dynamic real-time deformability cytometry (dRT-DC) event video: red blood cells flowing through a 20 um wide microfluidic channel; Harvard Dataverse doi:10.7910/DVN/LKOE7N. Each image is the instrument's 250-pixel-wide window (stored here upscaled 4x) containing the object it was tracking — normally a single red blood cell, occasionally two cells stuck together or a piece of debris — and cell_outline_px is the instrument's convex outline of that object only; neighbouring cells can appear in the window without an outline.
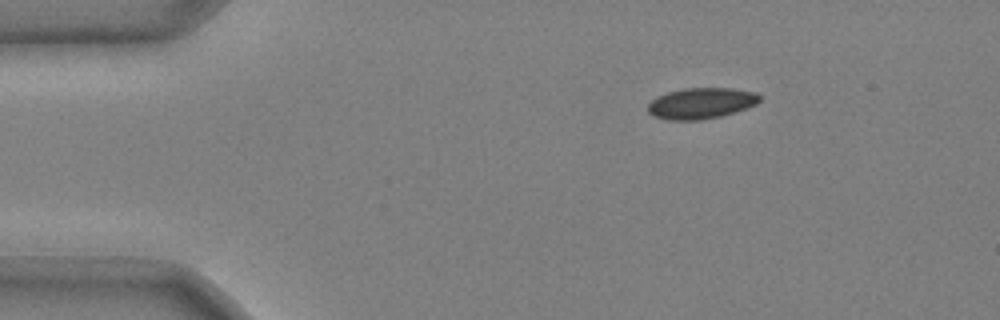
{"species": "common noctule bat (a hibernating species)", "species_latin": "Nyctalus noctula", "temperature_condition": "cold", "stored_images_in_passage": 41, "camera_frame_rate_fps": 3000, "um_per_image_px": 0.085, "animal": {"sex": "male", "body_mass_g": 20.4}, "frame": {"image": 1, "passage_image": 1, "time_ms": 0.0, "image_size_px": [1000, 320], "cell_outline_px": [[760, 100], [756, 104], [720, 116], [700, 120], [668, 120], [652, 116], [648, 112], [648, 104], [656, 96], [668, 92], [684, 88], [732, 88], [756, 92], [760, 96]], "centroid_in_image_um": [59.56, 8.77], "position_along_channel_um": 25.4, "area_um2": 20.11}}
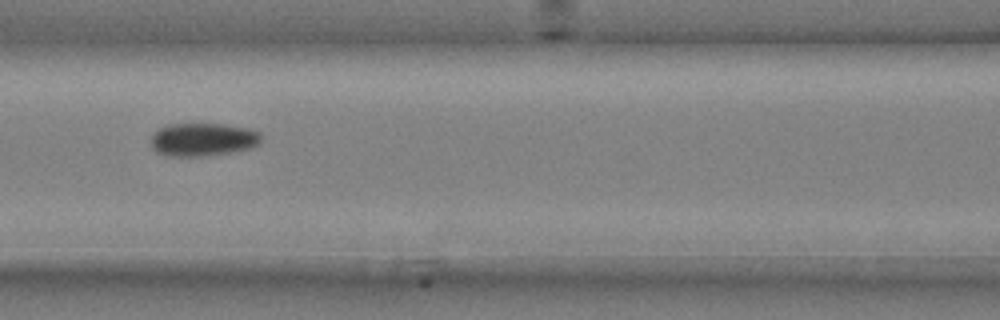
{"frame": {"image": 2, "passage_image": 16, "time_ms": 5.0, "image_size_px": [1000, 320], "cell_outline_px": [[260, 144], [252, 148], [204, 156], [164, 156], [156, 152], [152, 148], [152, 136], [160, 128], [168, 124], [224, 124], [248, 128], [260, 132]], "centroid_in_image_um": [17.25, 11.86], "position_along_channel_um": 149.3, "area_um2": 21.27}}
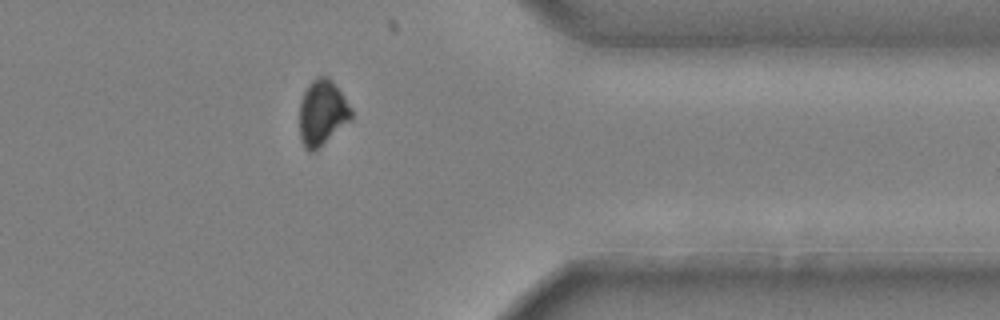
{"frame": {"image": 3, "passage_image": 36, "time_ms": 11.667, "image_size_px": [1000, 320], "cell_outline_px": [[352, 120], [316, 152], [308, 152], [304, 148], [300, 140], [300, 100], [308, 84], [316, 76], [328, 76], [332, 80], [352, 108]], "centroid_in_image_um": [27.39, 9.62], "position_along_channel_um": 384.0, "area_um2": 20.29}, "authors_computed_cell_mechanics": {"area_um2": 21.3282, "velocity_mm_per_s": 3.7209, "shape_relaxation_time_tau1_ms": 5.1388, "shape_relaxation_time_tau2_ms": null, "deformation_change_tau1": 0.1183, "deformation_change_tau2": null}}